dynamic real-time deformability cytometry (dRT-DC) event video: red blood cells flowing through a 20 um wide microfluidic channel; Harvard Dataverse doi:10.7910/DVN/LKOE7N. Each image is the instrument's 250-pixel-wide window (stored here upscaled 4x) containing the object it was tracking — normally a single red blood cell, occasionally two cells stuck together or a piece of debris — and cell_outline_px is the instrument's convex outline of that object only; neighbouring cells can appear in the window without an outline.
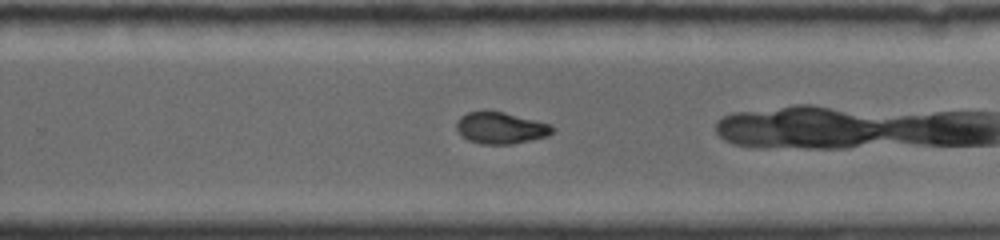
{"species": "common noctule bat (a hibernating species)", "species_latin": "Nyctalus noctula", "temperature_condition": "room temperature", "stored_images_in_passage": 24, "camera_frame_rate_fps": 4000, "um_per_image_px": 0.085, "animal": {"sex": "female", "body_mass_g": 19.0, "forearm_length_mm": 56.7}, "frame": {"image": 1, "passage_image": 14, "time_ms": 5.5, "image_size_px": [1000, 240], "cell_outline_px": [[552, 132], [548, 136], [532, 140], [512, 144], [480, 144], [468, 140], [456, 128], [456, 120], [460, 116], [468, 112], [504, 112], [552, 124]], "centroid_in_image_um": [42.57, 10.88], "position_along_channel_um": 287.2, "area_um2": 17.51}}